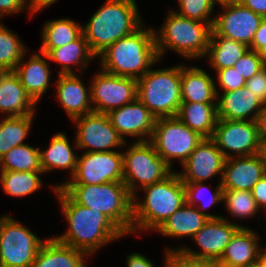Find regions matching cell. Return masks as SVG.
<instances>
[{"mask_svg":"<svg viewBox=\"0 0 266 267\" xmlns=\"http://www.w3.org/2000/svg\"><path fill=\"white\" fill-rule=\"evenodd\" d=\"M203 139L204 137L175 116L156 118L150 142L157 154L172 169L174 159L182 165Z\"/></svg>","mask_w":266,"mask_h":267,"instance_id":"9","label":"cell"},{"mask_svg":"<svg viewBox=\"0 0 266 267\" xmlns=\"http://www.w3.org/2000/svg\"><path fill=\"white\" fill-rule=\"evenodd\" d=\"M211 139L226 159L261 153L255 121L218 119Z\"/></svg>","mask_w":266,"mask_h":267,"instance_id":"14","label":"cell"},{"mask_svg":"<svg viewBox=\"0 0 266 267\" xmlns=\"http://www.w3.org/2000/svg\"><path fill=\"white\" fill-rule=\"evenodd\" d=\"M137 98L156 117H175L181 99V65L149 69L137 80Z\"/></svg>","mask_w":266,"mask_h":267,"instance_id":"7","label":"cell"},{"mask_svg":"<svg viewBox=\"0 0 266 267\" xmlns=\"http://www.w3.org/2000/svg\"><path fill=\"white\" fill-rule=\"evenodd\" d=\"M82 33L89 49L97 57L107 47L137 30L144 21L140 17L136 0H105Z\"/></svg>","mask_w":266,"mask_h":267,"instance_id":"3","label":"cell"},{"mask_svg":"<svg viewBox=\"0 0 266 267\" xmlns=\"http://www.w3.org/2000/svg\"><path fill=\"white\" fill-rule=\"evenodd\" d=\"M247 267H259L258 264L252 265V266H247Z\"/></svg>","mask_w":266,"mask_h":267,"instance_id":"55","label":"cell"},{"mask_svg":"<svg viewBox=\"0 0 266 267\" xmlns=\"http://www.w3.org/2000/svg\"><path fill=\"white\" fill-rule=\"evenodd\" d=\"M261 154L263 155L264 159L266 160V137L261 142Z\"/></svg>","mask_w":266,"mask_h":267,"instance_id":"54","label":"cell"},{"mask_svg":"<svg viewBox=\"0 0 266 267\" xmlns=\"http://www.w3.org/2000/svg\"><path fill=\"white\" fill-rule=\"evenodd\" d=\"M223 202L229 214L236 219L254 217L260 211L251 191L223 190Z\"/></svg>","mask_w":266,"mask_h":267,"instance_id":"38","label":"cell"},{"mask_svg":"<svg viewBox=\"0 0 266 267\" xmlns=\"http://www.w3.org/2000/svg\"><path fill=\"white\" fill-rule=\"evenodd\" d=\"M50 187L69 225L66 232L54 237L58 242L92 256L107 243L126 235L103 213L77 204L62 188Z\"/></svg>","mask_w":266,"mask_h":267,"instance_id":"1","label":"cell"},{"mask_svg":"<svg viewBox=\"0 0 266 267\" xmlns=\"http://www.w3.org/2000/svg\"><path fill=\"white\" fill-rule=\"evenodd\" d=\"M45 241L4 214L0 217V267H31Z\"/></svg>","mask_w":266,"mask_h":267,"instance_id":"10","label":"cell"},{"mask_svg":"<svg viewBox=\"0 0 266 267\" xmlns=\"http://www.w3.org/2000/svg\"><path fill=\"white\" fill-rule=\"evenodd\" d=\"M76 124L75 142L77 150L84 152H109L123 148L127 141L112 126L107 114L92 112L74 118ZM121 147V148H120Z\"/></svg>","mask_w":266,"mask_h":267,"instance_id":"12","label":"cell"},{"mask_svg":"<svg viewBox=\"0 0 266 267\" xmlns=\"http://www.w3.org/2000/svg\"><path fill=\"white\" fill-rule=\"evenodd\" d=\"M266 174V160L261 153L232 157L225 161L221 185L223 190L251 191Z\"/></svg>","mask_w":266,"mask_h":267,"instance_id":"19","label":"cell"},{"mask_svg":"<svg viewBox=\"0 0 266 267\" xmlns=\"http://www.w3.org/2000/svg\"><path fill=\"white\" fill-rule=\"evenodd\" d=\"M36 105L14 71H0V113L6 117L36 115Z\"/></svg>","mask_w":266,"mask_h":267,"instance_id":"22","label":"cell"},{"mask_svg":"<svg viewBox=\"0 0 266 267\" xmlns=\"http://www.w3.org/2000/svg\"><path fill=\"white\" fill-rule=\"evenodd\" d=\"M226 158L211 138H204L181 165L178 175L183 183L205 182L219 175L220 182Z\"/></svg>","mask_w":266,"mask_h":267,"instance_id":"17","label":"cell"},{"mask_svg":"<svg viewBox=\"0 0 266 267\" xmlns=\"http://www.w3.org/2000/svg\"><path fill=\"white\" fill-rule=\"evenodd\" d=\"M221 9L224 11L214 16L212 30L218 36L241 42L250 47L263 17L241 4L223 6Z\"/></svg>","mask_w":266,"mask_h":267,"instance_id":"16","label":"cell"},{"mask_svg":"<svg viewBox=\"0 0 266 267\" xmlns=\"http://www.w3.org/2000/svg\"><path fill=\"white\" fill-rule=\"evenodd\" d=\"M40 53L65 46L82 34V25L69 18L49 20L42 27Z\"/></svg>","mask_w":266,"mask_h":267,"instance_id":"32","label":"cell"},{"mask_svg":"<svg viewBox=\"0 0 266 267\" xmlns=\"http://www.w3.org/2000/svg\"><path fill=\"white\" fill-rule=\"evenodd\" d=\"M263 103L246 86L217 94V117L223 120L256 121Z\"/></svg>","mask_w":266,"mask_h":267,"instance_id":"21","label":"cell"},{"mask_svg":"<svg viewBox=\"0 0 266 267\" xmlns=\"http://www.w3.org/2000/svg\"><path fill=\"white\" fill-rule=\"evenodd\" d=\"M216 83L204 69L181 64L182 102L217 103Z\"/></svg>","mask_w":266,"mask_h":267,"instance_id":"25","label":"cell"},{"mask_svg":"<svg viewBox=\"0 0 266 267\" xmlns=\"http://www.w3.org/2000/svg\"><path fill=\"white\" fill-rule=\"evenodd\" d=\"M122 155L123 183L133 197L138 196V189L160 182L173 172L150 141H134Z\"/></svg>","mask_w":266,"mask_h":267,"instance_id":"8","label":"cell"},{"mask_svg":"<svg viewBox=\"0 0 266 267\" xmlns=\"http://www.w3.org/2000/svg\"><path fill=\"white\" fill-rule=\"evenodd\" d=\"M0 21V71H14L27 49L20 37Z\"/></svg>","mask_w":266,"mask_h":267,"instance_id":"37","label":"cell"},{"mask_svg":"<svg viewBox=\"0 0 266 267\" xmlns=\"http://www.w3.org/2000/svg\"><path fill=\"white\" fill-rule=\"evenodd\" d=\"M39 150L26 143L12 148L0 159V171L43 172Z\"/></svg>","mask_w":266,"mask_h":267,"instance_id":"34","label":"cell"},{"mask_svg":"<svg viewBox=\"0 0 266 267\" xmlns=\"http://www.w3.org/2000/svg\"><path fill=\"white\" fill-rule=\"evenodd\" d=\"M245 86L250 92H253L263 104L266 103V73L261 70L249 80H246Z\"/></svg>","mask_w":266,"mask_h":267,"instance_id":"42","label":"cell"},{"mask_svg":"<svg viewBox=\"0 0 266 267\" xmlns=\"http://www.w3.org/2000/svg\"><path fill=\"white\" fill-rule=\"evenodd\" d=\"M177 117L204 138H212L217 117V103L182 102Z\"/></svg>","mask_w":266,"mask_h":267,"instance_id":"30","label":"cell"},{"mask_svg":"<svg viewBox=\"0 0 266 267\" xmlns=\"http://www.w3.org/2000/svg\"><path fill=\"white\" fill-rule=\"evenodd\" d=\"M233 67L245 80H249L263 70L264 63L256 51L248 49Z\"/></svg>","mask_w":266,"mask_h":267,"instance_id":"40","label":"cell"},{"mask_svg":"<svg viewBox=\"0 0 266 267\" xmlns=\"http://www.w3.org/2000/svg\"><path fill=\"white\" fill-rule=\"evenodd\" d=\"M57 0H25L27 11L33 16L44 8L52 6Z\"/></svg>","mask_w":266,"mask_h":267,"instance_id":"47","label":"cell"},{"mask_svg":"<svg viewBox=\"0 0 266 267\" xmlns=\"http://www.w3.org/2000/svg\"><path fill=\"white\" fill-rule=\"evenodd\" d=\"M184 187L186 203L188 205L195 206L201 214L209 219H218L222 217L221 215H212L205 212V210H208L211 206L223 202V187L221 182L218 183L213 191H211V188L206 186L204 182L184 183ZM207 193H210V195L208 196ZM205 195L207 196L205 197Z\"/></svg>","mask_w":266,"mask_h":267,"instance_id":"36","label":"cell"},{"mask_svg":"<svg viewBox=\"0 0 266 267\" xmlns=\"http://www.w3.org/2000/svg\"><path fill=\"white\" fill-rule=\"evenodd\" d=\"M41 54V55H40ZM33 53L27 61L25 55L17 64L14 72L18 75L26 93L37 104L50 86L51 72L46 54Z\"/></svg>","mask_w":266,"mask_h":267,"instance_id":"23","label":"cell"},{"mask_svg":"<svg viewBox=\"0 0 266 267\" xmlns=\"http://www.w3.org/2000/svg\"><path fill=\"white\" fill-rule=\"evenodd\" d=\"M93 112L107 114L137 98V80L97 71L90 82Z\"/></svg>","mask_w":266,"mask_h":267,"instance_id":"15","label":"cell"},{"mask_svg":"<svg viewBox=\"0 0 266 267\" xmlns=\"http://www.w3.org/2000/svg\"><path fill=\"white\" fill-rule=\"evenodd\" d=\"M254 200L261 211L266 209V174L254 185L251 190Z\"/></svg>","mask_w":266,"mask_h":267,"instance_id":"46","label":"cell"},{"mask_svg":"<svg viewBox=\"0 0 266 267\" xmlns=\"http://www.w3.org/2000/svg\"><path fill=\"white\" fill-rule=\"evenodd\" d=\"M179 10H174L180 16L204 22L207 24H214L215 18L212 14L214 7L213 0H177ZM212 15V16H211Z\"/></svg>","mask_w":266,"mask_h":267,"instance_id":"39","label":"cell"},{"mask_svg":"<svg viewBox=\"0 0 266 267\" xmlns=\"http://www.w3.org/2000/svg\"><path fill=\"white\" fill-rule=\"evenodd\" d=\"M144 23L132 34L120 38L100 53L101 70L138 80L160 61L156 52L154 28Z\"/></svg>","mask_w":266,"mask_h":267,"instance_id":"2","label":"cell"},{"mask_svg":"<svg viewBox=\"0 0 266 267\" xmlns=\"http://www.w3.org/2000/svg\"><path fill=\"white\" fill-rule=\"evenodd\" d=\"M96 58L89 49L83 33L71 43L51 49L46 54V59L61 65V70L57 74H75L74 66L77 65L79 74L83 75V71L88 67V64L90 65L91 60Z\"/></svg>","mask_w":266,"mask_h":267,"instance_id":"27","label":"cell"},{"mask_svg":"<svg viewBox=\"0 0 266 267\" xmlns=\"http://www.w3.org/2000/svg\"><path fill=\"white\" fill-rule=\"evenodd\" d=\"M214 4H218L219 7L240 4L242 0H213Z\"/></svg>","mask_w":266,"mask_h":267,"instance_id":"51","label":"cell"},{"mask_svg":"<svg viewBox=\"0 0 266 267\" xmlns=\"http://www.w3.org/2000/svg\"><path fill=\"white\" fill-rule=\"evenodd\" d=\"M208 220L209 218L201 214L195 206L185 203L156 232L169 238H192Z\"/></svg>","mask_w":266,"mask_h":267,"instance_id":"29","label":"cell"},{"mask_svg":"<svg viewBox=\"0 0 266 267\" xmlns=\"http://www.w3.org/2000/svg\"><path fill=\"white\" fill-rule=\"evenodd\" d=\"M257 53L262 59L264 65H266V41H261V48L257 51Z\"/></svg>","mask_w":266,"mask_h":267,"instance_id":"53","label":"cell"},{"mask_svg":"<svg viewBox=\"0 0 266 267\" xmlns=\"http://www.w3.org/2000/svg\"><path fill=\"white\" fill-rule=\"evenodd\" d=\"M107 116L124 141H126L125 136L136 137L135 142L151 140L156 117L138 98L109 111Z\"/></svg>","mask_w":266,"mask_h":267,"instance_id":"18","label":"cell"},{"mask_svg":"<svg viewBox=\"0 0 266 267\" xmlns=\"http://www.w3.org/2000/svg\"><path fill=\"white\" fill-rule=\"evenodd\" d=\"M36 115L0 119V159L12 148L24 144Z\"/></svg>","mask_w":266,"mask_h":267,"instance_id":"33","label":"cell"},{"mask_svg":"<svg viewBox=\"0 0 266 267\" xmlns=\"http://www.w3.org/2000/svg\"><path fill=\"white\" fill-rule=\"evenodd\" d=\"M41 174L44 172L0 171V182L6 194L13 197H25L34 194L43 187Z\"/></svg>","mask_w":266,"mask_h":267,"instance_id":"35","label":"cell"},{"mask_svg":"<svg viewBox=\"0 0 266 267\" xmlns=\"http://www.w3.org/2000/svg\"><path fill=\"white\" fill-rule=\"evenodd\" d=\"M77 204L109 217L126 235L133 234V196L123 182L63 185Z\"/></svg>","mask_w":266,"mask_h":267,"instance_id":"5","label":"cell"},{"mask_svg":"<svg viewBox=\"0 0 266 267\" xmlns=\"http://www.w3.org/2000/svg\"><path fill=\"white\" fill-rule=\"evenodd\" d=\"M108 182H123L122 151L84 152L78 156L76 170L69 180L55 184L63 185H97Z\"/></svg>","mask_w":266,"mask_h":267,"instance_id":"11","label":"cell"},{"mask_svg":"<svg viewBox=\"0 0 266 267\" xmlns=\"http://www.w3.org/2000/svg\"><path fill=\"white\" fill-rule=\"evenodd\" d=\"M242 224L230 221L227 217L209 219L208 222L191 238L199 246V251L190 249L187 245L178 248H167L170 253L198 260H220L226 245ZM201 250V251H200Z\"/></svg>","mask_w":266,"mask_h":267,"instance_id":"13","label":"cell"},{"mask_svg":"<svg viewBox=\"0 0 266 267\" xmlns=\"http://www.w3.org/2000/svg\"><path fill=\"white\" fill-rule=\"evenodd\" d=\"M143 200L133 197V233L156 231L186 203L185 187L173 171L164 180L142 188Z\"/></svg>","mask_w":266,"mask_h":267,"instance_id":"4","label":"cell"},{"mask_svg":"<svg viewBox=\"0 0 266 267\" xmlns=\"http://www.w3.org/2000/svg\"><path fill=\"white\" fill-rule=\"evenodd\" d=\"M88 255L58 242L53 236L40 247L31 267H87Z\"/></svg>","mask_w":266,"mask_h":267,"instance_id":"26","label":"cell"},{"mask_svg":"<svg viewBox=\"0 0 266 267\" xmlns=\"http://www.w3.org/2000/svg\"><path fill=\"white\" fill-rule=\"evenodd\" d=\"M43 172L66 170L72 177L76 170L78 155L72 150L71 144L64 132L55 133L48 148L39 150Z\"/></svg>","mask_w":266,"mask_h":267,"instance_id":"28","label":"cell"},{"mask_svg":"<svg viewBox=\"0 0 266 267\" xmlns=\"http://www.w3.org/2000/svg\"><path fill=\"white\" fill-rule=\"evenodd\" d=\"M261 41H266V18H263L261 21L259 28L254 34V38L249 49L257 52L261 48Z\"/></svg>","mask_w":266,"mask_h":267,"instance_id":"48","label":"cell"},{"mask_svg":"<svg viewBox=\"0 0 266 267\" xmlns=\"http://www.w3.org/2000/svg\"><path fill=\"white\" fill-rule=\"evenodd\" d=\"M57 99L70 120L93 112L90 85H84L75 74H57Z\"/></svg>","mask_w":266,"mask_h":267,"instance_id":"20","label":"cell"},{"mask_svg":"<svg viewBox=\"0 0 266 267\" xmlns=\"http://www.w3.org/2000/svg\"><path fill=\"white\" fill-rule=\"evenodd\" d=\"M255 122L257 124L259 137L262 141L266 137V103L263 104Z\"/></svg>","mask_w":266,"mask_h":267,"instance_id":"50","label":"cell"},{"mask_svg":"<svg viewBox=\"0 0 266 267\" xmlns=\"http://www.w3.org/2000/svg\"><path fill=\"white\" fill-rule=\"evenodd\" d=\"M27 11L25 0H0V21L6 15Z\"/></svg>","mask_w":266,"mask_h":267,"instance_id":"45","label":"cell"},{"mask_svg":"<svg viewBox=\"0 0 266 267\" xmlns=\"http://www.w3.org/2000/svg\"><path fill=\"white\" fill-rule=\"evenodd\" d=\"M260 236L249 227H240L226 245L220 262L225 267H247L257 264L261 250Z\"/></svg>","mask_w":266,"mask_h":267,"instance_id":"24","label":"cell"},{"mask_svg":"<svg viewBox=\"0 0 266 267\" xmlns=\"http://www.w3.org/2000/svg\"><path fill=\"white\" fill-rule=\"evenodd\" d=\"M165 267H172L173 254L165 250ZM127 267H155L152 260H149L146 256L141 253L134 252L130 253L126 258Z\"/></svg>","mask_w":266,"mask_h":267,"instance_id":"44","label":"cell"},{"mask_svg":"<svg viewBox=\"0 0 266 267\" xmlns=\"http://www.w3.org/2000/svg\"><path fill=\"white\" fill-rule=\"evenodd\" d=\"M165 18L160 29H154L158 59H162L167 50L177 52L184 59L204 58L213 24L180 16L173 9Z\"/></svg>","mask_w":266,"mask_h":267,"instance_id":"6","label":"cell"},{"mask_svg":"<svg viewBox=\"0 0 266 267\" xmlns=\"http://www.w3.org/2000/svg\"><path fill=\"white\" fill-rule=\"evenodd\" d=\"M263 70L265 71V73H266V65H264V67H263Z\"/></svg>","mask_w":266,"mask_h":267,"instance_id":"56","label":"cell"},{"mask_svg":"<svg viewBox=\"0 0 266 267\" xmlns=\"http://www.w3.org/2000/svg\"><path fill=\"white\" fill-rule=\"evenodd\" d=\"M217 84L220 89L215 86L216 94H219L220 91L229 92L232 90L240 89L245 86L246 80L241 76L234 67H228L216 72Z\"/></svg>","mask_w":266,"mask_h":267,"instance_id":"41","label":"cell"},{"mask_svg":"<svg viewBox=\"0 0 266 267\" xmlns=\"http://www.w3.org/2000/svg\"><path fill=\"white\" fill-rule=\"evenodd\" d=\"M172 267H225L219 260H198L173 254Z\"/></svg>","mask_w":266,"mask_h":267,"instance_id":"43","label":"cell"},{"mask_svg":"<svg viewBox=\"0 0 266 267\" xmlns=\"http://www.w3.org/2000/svg\"><path fill=\"white\" fill-rule=\"evenodd\" d=\"M257 264L259 267H266V250L264 248L260 250Z\"/></svg>","mask_w":266,"mask_h":267,"instance_id":"52","label":"cell"},{"mask_svg":"<svg viewBox=\"0 0 266 267\" xmlns=\"http://www.w3.org/2000/svg\"><path fill=\"white\" fill-rule=\"evenodd\" d=\"M249 47L241 42L232 39L218 36L213 30L209 45L207 47L204 58L211 69L221 70L228 67H233L234 64L244 55Z\"/></svg>","mask_w":266,"mask_h":267,"instance_id":"31","label":"cell"},{"mask_svg":"<svg viewBox=\"0 0 266 267\" xmlns=\"http://www.w3.org/2000/svg\"><path fill=\"white\" fill-rule=\"evenodd\" d=\"M240 4L266 18V0H242Z\"/></svg>","mask_w":266,"mask_h":267,"instance_id":"49","label":"cell"}]
</instances>
